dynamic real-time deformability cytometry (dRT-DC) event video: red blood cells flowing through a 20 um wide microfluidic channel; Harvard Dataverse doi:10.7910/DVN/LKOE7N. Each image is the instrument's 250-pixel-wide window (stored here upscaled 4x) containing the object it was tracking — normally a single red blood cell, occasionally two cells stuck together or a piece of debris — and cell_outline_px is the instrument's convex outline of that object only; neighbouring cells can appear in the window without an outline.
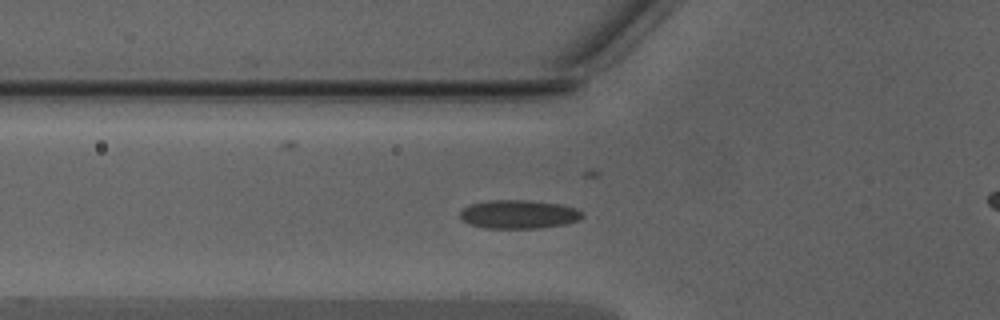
{"species": "Egyptian fruit bat (a non-hibernating species)", "species_latin": "Rousettus aegyptiacus", "temperature_condition": "warm", "stored_images_in_passage": 30, "camera_frame_rate_fps": 3000, "um_per_image_px": 0.085, "animal": {"sex": "male"}, "frame": {"image": 1, "passage_image": 3, "time_ms": 0.667, "image_size_px": [1000, 320], "cell_outline_px": [[584, 216], [576, 220], [564, 224], [540, 228], [484, 228], [468, 224], [460, 216], [460, 212], [468, 204], [488, 200], [528, 200], [560, 204], [576, 208]], "centroid_in_image_um": [44.05, 18.21], "position_along_channel_um": 81.8, "area_um2": 20.35}}
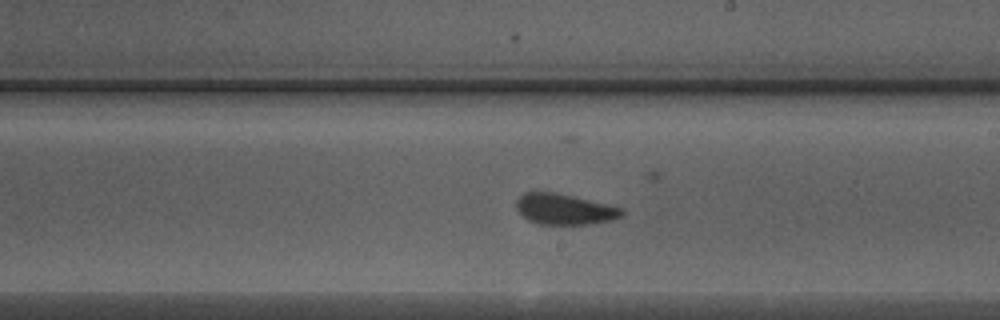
{"frame": {"image": 2, "passage_image": 14, "time_ms": 4.333, "image_size_px": [1000, 320], "cell_outline_px": [[624, 212], [620, 216], [608, 220], [588, 224], [540, 224], [528, 220], [516, 208], [516, 200], [524, 192], [556, 192], [620, 208]], "centroid_in_image_um": [47.9, 17.77], "position_along_channel_um": 241.1, "area_um2": 18.38}}
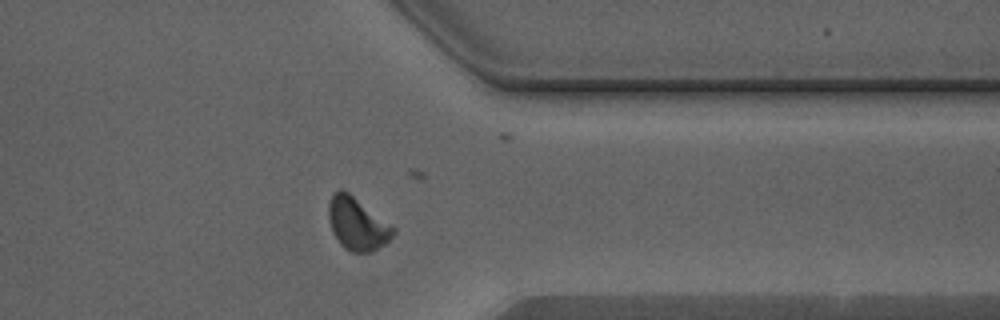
{"frame": {"image": 3, "passage_image": 24, "time_ms": 7.667, "image_size_px": [1000, 320], "cell_outline_px": [[396, 232], [384, 244], [372, 252], [352, 252], [344, 248], [340, 244], [332, 232], [328, 216], [328, 204], [332, 192], [340, 188], [348, 192], [396, 228]], "centroid_in_image_um": [30.34, 19.02], "position_along_channel_um": 381.1, "area_um2": 19.83}}